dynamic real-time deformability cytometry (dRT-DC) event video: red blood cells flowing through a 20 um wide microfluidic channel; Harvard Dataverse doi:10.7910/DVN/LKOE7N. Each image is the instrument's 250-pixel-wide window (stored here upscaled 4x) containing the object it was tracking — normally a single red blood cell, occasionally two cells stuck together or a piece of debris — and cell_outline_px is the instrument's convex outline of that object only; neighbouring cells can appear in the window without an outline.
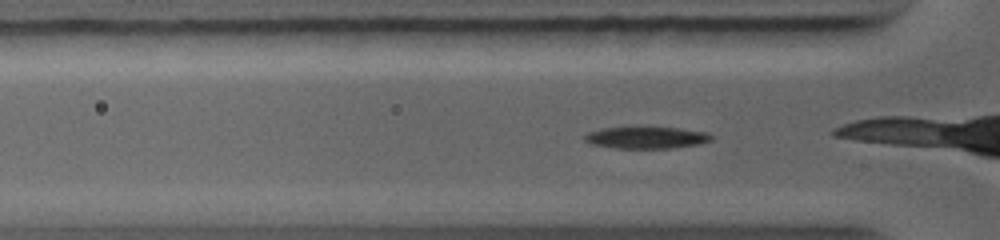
{"species": "common noctule bat (a hibernating species)", "species_latin": "Nyctalus noctula", "temperature_condition": "warm", "stored_images_in_passage": 37, "camera_frame_rate_fps": 5000, "um_per_image_px": 0.085, "animal": {"sex": "female", "body_mass_g": 19.0, "forearm_length_mm": 56.7}, "frame": {"image": 1, "passage_image": 3, "time_ms": 0.4, "image_size_px": [1000, 240], "cell_outline_px": [[712, 140], [700, 144], [672, 148], [616, 148], [592, 144], [584, 140], [584, 136], [588, 132], [600, 128], [680, 128], [708, 132], [712, 136]], "centroid_in_image_um": [54.97, 11.7], "position_along_channel_um": 70.8, "area_um2": 15.95}}
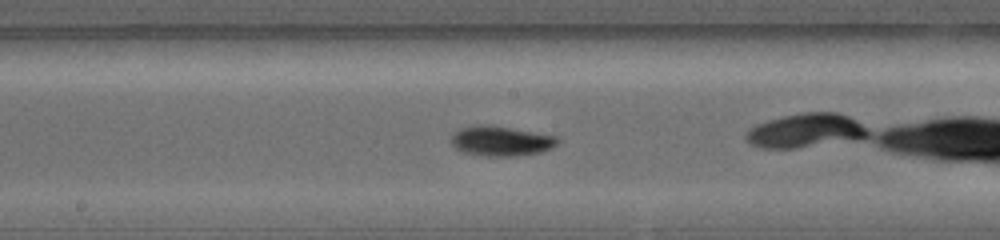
{"frame": {"image": 2, "passage_image": 18, "time_ms": 3.2, "image_size_px": [1000, 240], "cell_outline_px": [[560, 140], [552, 148], [540, 152], [516, 156], [484, 156], [464, 152], [456, 148], [452, 144], [452, 136], [460, 128], [476, 124], [492, 124], [556, 136]], "centroid_in_image_um": [42.59, 11.97], "position_along_channel_um": 205.6, "area_um2": 18.61}}
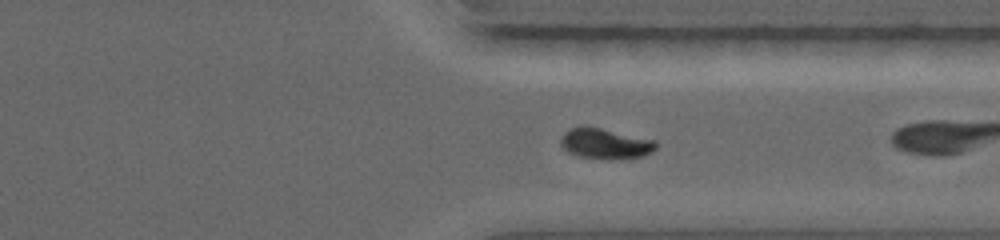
{"frame": {"image": 3, "passage_image": 35, "time_ms": 6.4, "image_size_px": [1000, 240], "cell_outline_px": [[656, 148], [652, 152], [644, 156], [620, 160], [608, 160], [580, 156], [568, 152], [560, 144], [560, 140], [564, 132], [580, 124], [600, 128], [656, 140]], "centroid_in_image_um": [51.45, 12.21], "position_along_channel_um": 359.9, "area_um2": 17.22}}